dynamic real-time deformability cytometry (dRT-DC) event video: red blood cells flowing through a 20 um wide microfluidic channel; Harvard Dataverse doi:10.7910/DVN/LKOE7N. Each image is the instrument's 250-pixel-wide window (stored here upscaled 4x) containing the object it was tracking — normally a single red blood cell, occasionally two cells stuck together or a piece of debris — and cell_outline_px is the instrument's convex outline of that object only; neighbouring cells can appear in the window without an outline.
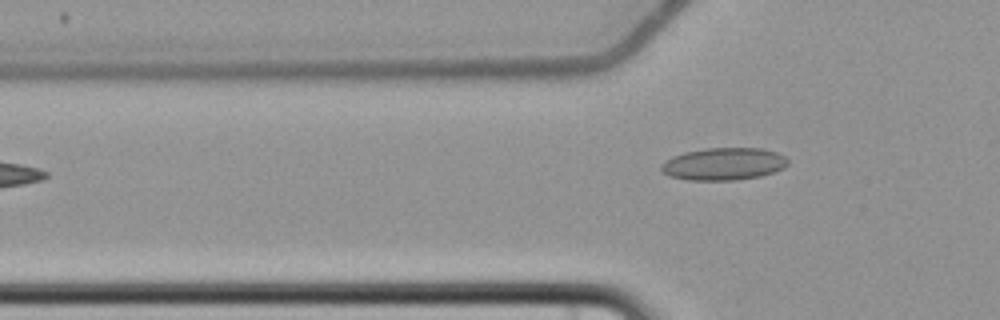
{"species": "common noctule bat (a hibernating species)", "species_latin": "Nyctalus noctula", "temperature_condition": "cold", "stored_images_in_passage": 5, "camera_frame_rate_fps": 3000, "um_per_image_px": 0.085, "animal": {"sex": "female", "body_mass_g": 22.7, "forearm_length_mm": 54.2}, "frame": {"image": 1, "passage_image": 5, "time_ms": 5.333, "image_size_px": [1000, 320], "cell_outline_px": [[788, 164], [784, 168], [760, 176], [736, 180], [688, 180], [668, 176], [660, 168], [660, 164], [664, 160], [672, 156], [684, 152], [704, 148], [764, 148], [776, 152], [784, 156], [788, 160]], "centroid_in_image_um": [61.48, 13.93], "position_along_channel_um": 64.3, "area_um2": 24.1}}